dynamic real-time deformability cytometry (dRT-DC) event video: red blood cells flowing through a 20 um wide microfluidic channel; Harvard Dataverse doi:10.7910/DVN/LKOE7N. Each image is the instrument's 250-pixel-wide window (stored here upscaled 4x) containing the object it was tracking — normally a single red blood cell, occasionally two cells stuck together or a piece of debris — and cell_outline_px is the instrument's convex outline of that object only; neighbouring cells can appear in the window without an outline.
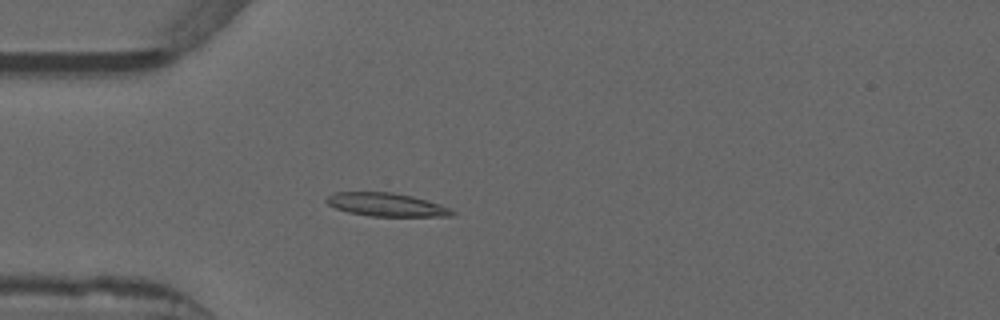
{"species": "common noctule bat (a hibernating species)", "species_latin": "Nyctalus noctula", "temperature_condition": "warm", "stored_images_in_passage": 52, "camera_frame_rate_fps": 3000, "um_per_image_px": 0.085, "animal": {"sex": "male", "forearm_length_mm": 52.5}, "frame": {"image": 1, "passage_image": 14, "time_ms": 4.333, "image_size_px": [1000, 320], "cell_outline_px": [[456, 216], [372, 216], [348, 212], [336, 208], [328, 204], [324, 200], [328, 196], [336, 192], [392, 192], [412, 196], [440, 204], [452, 208], [456, 212]], "centroid_in_image_um": [32.88, 17.4], "position_along_channel_um": 52.1, "area_um2": 17.11}}
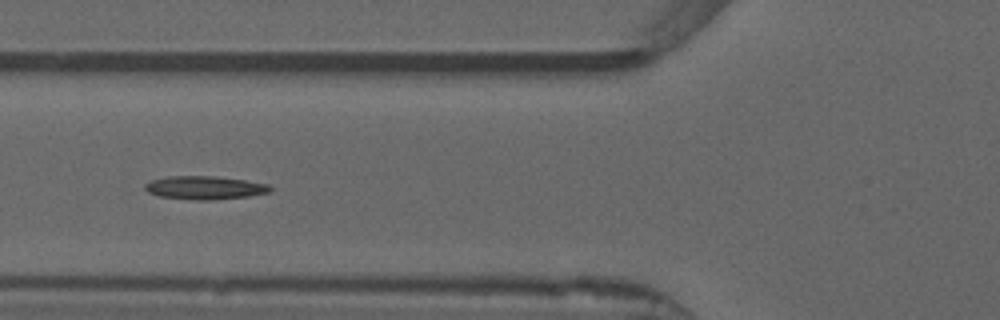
{"frame": {"image": 2, "passage_image": 19, "time_ms": 6.0, "image_size_px": [1000, 320], "cell_outline_px": [[272, 192], [248, 196], [212, 200], [196, 200], [160, 196], [148, 192], [144, 188], [144, 184], [152, 180], [168, 176], [212, 176], [244, 180], [268, 184], [272, 188]], "centroid_in_image_um": [17.41, 15.95], "position_along_channel_um": 108.4, "area_um2": 16.94}}
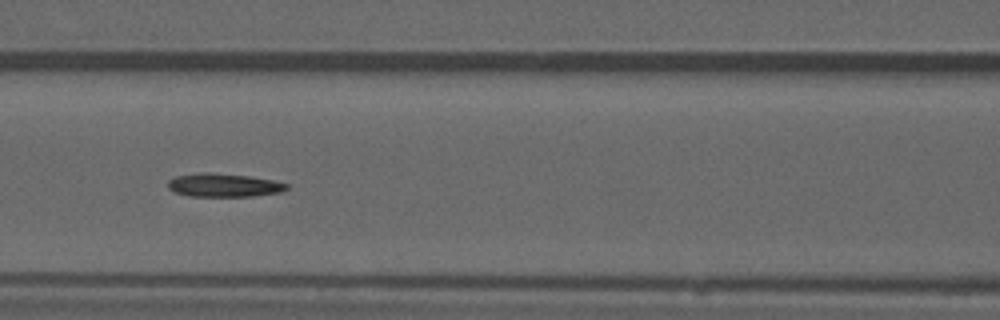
{"frame": {"image": 3, "passage_image": 22, "time_ms": 7.0, "image_size_px": [1000, 320], "cell_outline_px": [[288, 188], [280, 192], [252, 196], [188, 196], [176, 192], [168, 188], [168, 180], [176, 176], [200, 172], [212, 172], [248, 176], [272, 180], [288, 184]], "centroid_in_image_um": [18.99, 15.73], "position_along_channel_um": 147.6, "area_um2": 16.13}}